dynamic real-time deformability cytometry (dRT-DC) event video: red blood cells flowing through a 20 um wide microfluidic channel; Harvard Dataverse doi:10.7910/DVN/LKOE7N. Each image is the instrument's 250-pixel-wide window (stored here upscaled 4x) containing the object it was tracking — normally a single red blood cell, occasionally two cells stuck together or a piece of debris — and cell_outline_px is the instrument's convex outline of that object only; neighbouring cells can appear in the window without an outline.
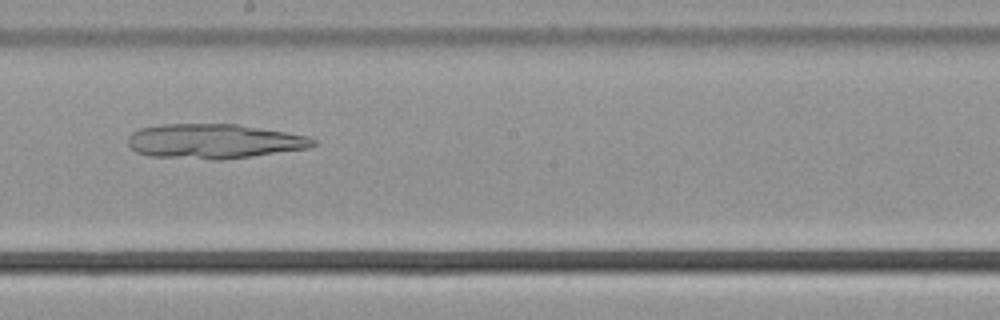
{"species": "common noctule bat (a hibernating species)", "species_latin": "Nyctalus noctula", "temperature_condition": "cold", "stored_images_in_passage": 51, "camera_frame_rate_fps": 3000, "um_per_image_px": 0.085, "animal": {"sex": "male", "body_mass_g": 21.5, "forearm_length_mm": 52.0}, "frame": {"image": 1, "passage_image": 30, "time_ms": 9.667, "image_size_px": [1000, 320], "cell_outline_px": [[316, 144], [308, 148], [252, 156], [220, 160], [212, 160], [148, 156], [136, 152], [128, 144], [128, 136], [132, 132], [140, 128], [160, 124], [236, 124], [308, 136], [316, 140]], "centroid_in_image_um": [18.14, 12.01], "position_along_channel_um": 230.1, "area_um2": 37.4}}